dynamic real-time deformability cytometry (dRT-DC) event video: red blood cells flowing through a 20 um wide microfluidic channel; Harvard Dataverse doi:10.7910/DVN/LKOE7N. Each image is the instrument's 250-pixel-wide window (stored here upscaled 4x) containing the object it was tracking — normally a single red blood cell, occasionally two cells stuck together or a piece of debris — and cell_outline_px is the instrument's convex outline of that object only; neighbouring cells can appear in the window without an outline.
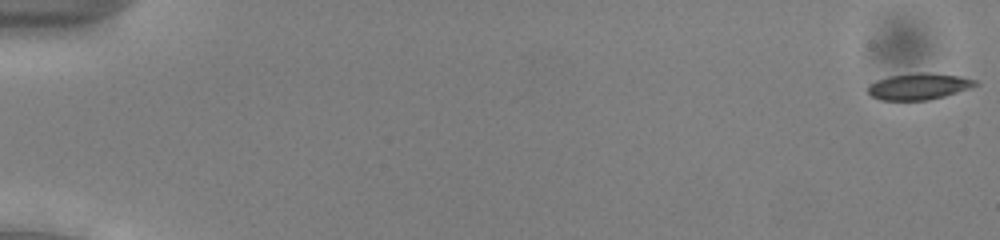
{"species": "common noctule bat (a hibernating species)", "species_latin": "Nyctalus noctula", "temperature_condition": "cold", "stored_images_in_passage": 14, "camera_frame_rate_fps": 3000, "um_per_image_px": 0.085, "animal": {"sex": "male", "body_mass_g": 13.0, "forearm_length_mm": 53.1}, "frame": {"image": 1, "passage_image": 1, "time_ms": 0.0, "image_size_px": [1000, 240], "cell_outline_px": [[980, 84], [944, 96], [928, 100], [880, 100], [872, 96], [868, 92], [868, 88], [876, 80], [888, 76], [920, 72], [928, 72], [960, 76], [976, 80]], "centroid_in_image_um": [78.1, 7.33], "position_along_channel_um": 6.9, "area_um2": 16.42}}